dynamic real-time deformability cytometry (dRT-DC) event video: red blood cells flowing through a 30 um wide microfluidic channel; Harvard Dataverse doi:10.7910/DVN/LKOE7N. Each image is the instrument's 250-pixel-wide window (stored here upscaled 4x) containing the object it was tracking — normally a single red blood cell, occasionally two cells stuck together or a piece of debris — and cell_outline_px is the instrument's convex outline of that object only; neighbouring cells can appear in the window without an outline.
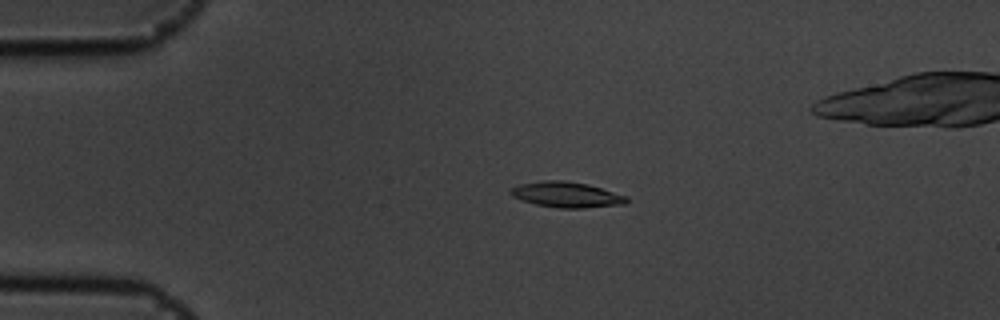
{"species": "common noctule bat (a hibernating species)", "species_latin": "Nyctalus noctula", "temperature_condition": "cold", "stored_images_in_passage": 58, "camera_frame_rate_fps": 3000, "um_per_image_px": 0.085, "animal": {"sex": "male", "body_mass_g": 19.5, "forearm_length_mm": 54.6}, "frame": {"image": 1, "passage_image": 13, "time_ms": 4.0, "image_size_px": [1000, 320], "cell_outline_px": [[628, 200], [624, 204], [584, 208], [560, 208], [536, 204], [512, 196], [508, 192], [512, 188], [520, 184], [544, 180], [564, 180], [588, 184], [628, 196]], "centroid_in_image_um": [48.17, 16.54], "position_along_channel_um": 36.8, "area_um2": 17.17}}
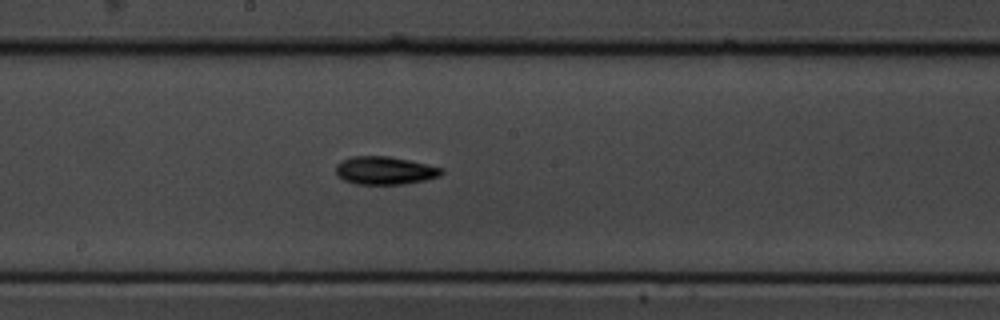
{"frame": {"image": 2, "passage_image": 31, "time_ms": 10.0, "image_size_px": [1000, 320], "cell_outline_px": [[444, 172], [440, 176], [424, 180], [400, 184], [356, 184], [344, 180], [336, 176], [336, 164], [340, 160], [352, 156], [388, 156], [408, 160], [444, 168]], "centroid_in_image_um": [32.68, 14.49], "position_along_channel_um": 215.5, "area_um2": 17.28}}
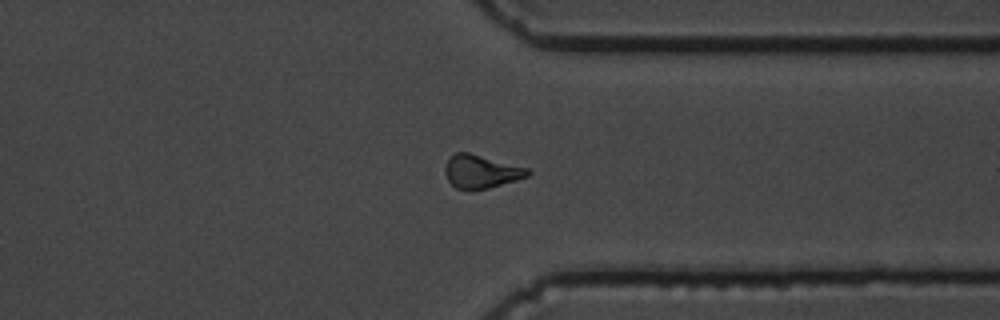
{"frame": {"image": 3, "passage_image": 44, "time_ms": 14.333, "image_size_px": [1000, 320], "cell_outline_px": [[532, 172], [528, 176], [516, 180], [488, 188], [456, 188], [448, 180], [444, 172], [444, 168], [448, 160], [456, 152], [468, 152], [528, 168]], "centroid_in_image_um": [40.9, 14.56], "position_along_channel_um": 370.5, "area_um2": 15.66}, "authors_computed_cell_mechanics": {"area_um2": 16.1551, "velocity_mm_per_s": 3.5972, "shape_relaxation_time_tau1_ms": 2.885, "shape_relaxation_time_tau2_ms": 8.0065, "deformation_change_tau1": 0.1398, "deformation_change_tau2": 0.1595}}